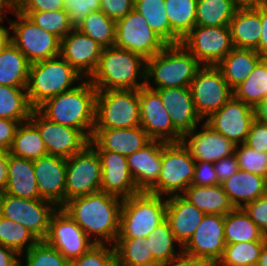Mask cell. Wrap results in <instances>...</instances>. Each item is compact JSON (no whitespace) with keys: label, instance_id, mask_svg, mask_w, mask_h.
<instances>
[{"label":"cell","instance_id":"1","mask_svg":"<svg viewBox=\"0 0 267 266\" xmlns=\"http://www.w3.org/2000/svg\"><path fill=\"white\" fill-rule=\"evenodd\" d=\"M122 202L121 197L98 191L70 199L61 208L93 242L114 245L120 232Z\"/></svg>","mask_w":267,"mask_h":266},{"label":"cell","instance_id":"2","mask_svg":"<svg viewBox=\"0 0 267 266\" xmlns=\"http://www.w3.org/2000/svg\"><path fill=\"white\" fill-rule=\"evenodd\" d=\"M97 90L89 79L69 91L51 97L36 109L47 119L81 130L89 139L95 127Z\"/></svg>","mask_w":267,"mask_h":266},{"label":"cell","instance_id":"3","mask_svg":"<svg viewBox=\"0 0 267 266\" xmlns=\"http://www.w3.org/2000/svg\"><path fill=\"white\" fill-rule=\"evenodd\" d=\"M89 80L96 90H138L146 84V60L115 46L103 48Z\"/></svg>","mask_w":267,"mask_h":266},{"label":"cell","instance_id":"4","mask_svg":"<svg viewBox=\"0 0 267 266\" xmlns=\"http://www.w3.org/2000/svg\"><path fill=\"white\" fill-rule=\"evenodd\" d=\"M201 66L182 44H169L146 60L145 85L154 90L189 87Z\"/></svg>","mask_w":267,"mask_h":266},{"label":"cell","instance_id":"5","mask_svg":"<svg viewBox=\"0 0 267 266\" xmlns=\"http://www.w3.org/2000/svg\"><path fill=\"white\" fill-rule=\"evenodd\" d=\"M83 80L61 55L33 63L26 87L29 103L36 109L47 99L75 88V84Z\"/></svg>","mask_w":267,"mask_h":266},{"label":"cell","instance_id":"6","mask_svg":"<svg viewBox=\"0 0 267 266\" xmlns=\"http://www.w3.org/2000/svg\"><path fill=\"white\" fill-rule=\"evenodd\" d=\"M166 197L140 192L123 199L117 238L145 239L166 220Z\"/></svg>","mask_w":267,"mask_h":266},{"label":"cell","instance_id":"7","mask_svg":"<svg viewBox=\"0 0 267 266\" xmlns=\"http://www.w3.org/2000/svg\"><path fill=\"white\" fill-rule=\"evenodd\" d=\"M138 90H97L94 129L140 126Z\"/></svg>","mask_w":267,"mask_h":266},{"label":"cell","instance_id":"8","mask_svg":"<svg viewBox=\"0 0 267 266\" xmlns=\"http://www.w3.org/2000/svg\"><path fill=\"white\" fill-rule=\"evenodd\" d=\"M196 161L182 142H162V168L148 193L162 197L182 195L191 185Z\"/></svg>","mask_w":267,"mask_h":266},{"label":"cell","instance_id":"9","mask_svg":"<svg viewBox=\"0 0 267 266\" xmlns=\"http://www.w3.org/2000/svg\"><path fill=\"white\" fill-rule=\"evenodd\" d=\"M16 20H9L11 42L27 58L30 64L51 59L60 55L61 39L54 34L44 31L30 19L14 11Z\"/></svg>","mask_w":267,"mask_h":266},{"label":"cell","instance_id":"10","mask_svg":"<svg viewBox=\"0 0 267 266\" xmlns=\"http://www.w3.org/2000/svg\"><path fill=\"white\" fill-rule=\"evenodd\" d=\"M66 164L65 202L100 191L101 160L90 143L67 158Z\"/></svg>","mask_w":267,"mask_h":266},{"label":"cell","instance_id":"11","mask_svg":"<svg viewBox=\"0 0 267 266\" xmlns=\"http://www.w3.org/2000/svg\"><path fill=\"white\" fill-rule=\"evenodd\" d=\"M197 114L206 120L233 97V89L217 66L202 65L189 85Z\"/></svg>","mask_w":267,"mask_h":266},{"label":"cell","instance_id":"12","mask_svg":"<svg viewBox=\"0 0 267 266\" xmlns=\"http://www.w3.org/2000/svg\"><path fill=\"white\" fill-rule=\"evenodd\" d=\"M168 44L147 24L145 18L131 10L116 21L115 47L142 56L145 60L163 50Z\"/></svg>","mask_w":267,"mask_h":266},{"label":"cell","instance_id":"13","mask_svg":"<svg viewBox=\"0 0 267 266\" xmlns=\"http://www.w3.org/2000/svg\"><path fill=\"white\" fill-rule=\"evenodd\" d=\"M58 208L44 199H24L9 194L4 195L0 215L22 224L39 240H44L49 229L52 214Z\"/></svg>","mask_w":267,"mask_h":266},{"label":"cell","instance_id":"14","mask_svg":"<svg viewBox=\"0 0 267 266\" xmlns=\"http://www.w3.org/2000/svg\"><path fill=\"white\" fill-rule=\"evenodd\" d=\"M201 65L217 66L234 48L229 26H195L181 43Z\"/></svg>","mask_w":267,"mask_h":266},{"label":"cell","instance_id":"15","mask_svg":"<svg viewBox=\"0 0 267 266\" xmlns=\"http://www.w3.org/2000/svg\"><path fill=\"white\" fill-rule=\"evenodd\" d=\"M44 241L69 261L79 258L96 244L62 208L52 214Z\"/></svg>","mask_w":267,"mask_h":266},{"label":"cell","instance_id":"16","mask_svg":"<svg viewBox=\"0 0 267 266\" xmlns=\"http://www.w3.org/2000/svg\"><path fill=\"white\" fill-rule=\"evenodd\" d=\"M140 126L151 140L164 143L181 142L182 135L174 128L159 93L146 85L138 89Z\"/></svg>","mask_w":267,"mask_h":266},{"label":"cell","instance_id":"17","mask_svg":"<svg viewBox=\"0 0 267 266\" xmlns=\"http://www.w3.org/2000/svg\"><path fill=\"white\" fill-rule=\"evenodd\" d=\"M29 120L37 127L48 154L67 159L90 142L81 130L50 121L37 109H33Z\"/></svg>","mask_w":267,"mask_h":266},{"label":"cell","instance_id":"18","mask_svg":"<svg viewBox=\"0 0 267 266\" xmlns=\"http://www.w3.org/2000/svg\"><path fill=\"white\" fill-rule=\"evenodd\" d=\"M253 120V107L233 96L222 108L213 112L204 121L215 131L238 145L245 142Z\"/></svg>","mask_w":267,"mask_h":266},{"label":"cell","instance_id":"19","mask_svg":"<svg viewBox=\"0 0 267 266\" xmlns=\"http://www.w3.org/2000/svg\"><path fill=\"white\" fill-rule=\"evenodd\" d=\"M224 216L205 214L193 236L182 247L191 256L212 260L217 264L225 248Z\"/></svg>","mask_w":267,"mask_h":266},{"label":"cell","instance_id":"20","mask_svg":"<svg viewBox=\"0 0 267 266\" xmlns=\"http://www.w3.org/2000/svg\"><path fill=\"white\" fill-rule=\"evenodd\" d=\"M182 136L181 142L196 162L215 163L224 157L235 154L236 144L211 128L205 121ZM189 136V137H188Z\"/></svg>","mask_w":267,"mask_h":266},{"label":"cell","instance_id":"21","mask_svg":"<svg viewBox=\"0 0 267 266\" xmlns=\"http://www.w3.org/2000/svg\"><path fill=\"white\" fill-rule=\"evenodd\" d=\"M40 197L57 208L65 204L66 158L44 155L33 160Z\"/></svg>","mask_w":267,"mask_h":266},{"label":"cell","instance_id":"22","mask_svg":"<svg viewBox=\"0 0 267 266\" xmlns=\"http://www.w3.org/2000/svg\"><path fill=\"white\" fill-rule=\"evenodd\" d=\"M102 50L103 47L78 29L61 39L60 55L85 79L94 74Z\"/></svg>","mask_w":267,"mask_h":266},{"label":"cell","instance_id":"23","mask_svg":"<svg viewBox=\"0 0 267 266\" xmlns=\"http://www.w3.org/2000/svg\"><path fill=\"white\" fill-rule=\"evenodd\" d=\"M97 152L102 167L100 191L123 199L140 193L129 172L127 156L113 151Z\"/></svg>","mask_w":267,"mask_h":266},{"label":"cell","instance_id":"24","mask_svg":"<svg viewBox=\"0 0 267 266\" xmlns=\"http://www.w3.org/2000/svg\"><path fill=\"white\" fill-rule=\"evenodd\" d=\"M128 169L137 189L148 192L158 181L162 168V142L151 140L127 156Z\"/></svg>","mask_w":267,"mask_h":266},{"label":"cell","instance_id":"25","mask_svg":"<svg viewBox=\"0 0 267 266\" xmlns=\"http://www.w3.org/2000/svg\"><path fill=\"white\" fill-rule=\"evenodd\" d=\"M174 128L183 136L203 121L197 114L189 87L156 89Z\"/></svg>","mask_w":267,"mask_h":266},{"label":"cell","instance_id":"26","mask_svg":"<svg viewBox=\"0 0 267 266\" xmlns=\"http://www.w3.org/2000/svg\"><path fill=\"white\" fill-rule=\"evenodd\" d=\"M151 141L141 126L123 129H94L90 144L97 151H113L128 156Z\"/></svg>","mask_w":267,"mask_h":266},{"label":"cell","instance_id":"27","mask_svg":"<svg viewBox=\"0 0 267 266\" xmlns=\"http://www.w3.org/2000/svg\"><path fill=\"white\" fill-rule=\"evenodd\" d=\"M166 221L179 244L183 247L193 236L205 213L182 195L166 197Z\"/></svg>","mask_w":267,"mask_h":266},{"label":"cell","instance_id":"28","mask_svg":"<svg viewBox=\"0 0 267 266\" xmlns=\"http://www.w3.org/2000/svg\"><path fill=\"white\" fill-rule=\"evenodd\" d=\"M228 26L234 48L256 50L262 31L260 6L237 9Z\"/></svg>","mask_w":267,"mask_h":266},{"label":"cell","instance_id":"29","mask_svg":"<svg viewBox=\"0 0 267 266\" xmlns=\"http://www.w3.org/2000/svg\"><path fill=\"white\" fill-rule=\"evenodd\" d=\"M5 193L24 199H41L33 160L16 157L8 153V179Z\"/></svg>","mask_w":267,"mask_h":266},{"label":"cell","instance_id":"30","mask_svg":"<svg viewBox=\"0 0 267 266\" xmlns=\"http://www.w3.org/2000/svg\"><path fill=\"white\" fill-rule=\"evenodd\" d=\"M221 185L235 208H242L267 193L266 178L240 169Z\"/></svg>","mask_w":267,"mask_h":266},{"label":"cell","instance_id":"31","mask_svg":"<svg viewBox=\"0 0 267 266\" xmlns=\"http://www.w3.org/2000/svg\"><path fill=\"white\" fill-rule=\"evenodd\" d=\"M182 196L205 214L225 216L235 209L222 185H190Z\"/></svg>","mask_w":267,"mask_h":266},{"label":"cell","instance_id":"32","mask_svg":"<svg viewBox=\"0 0 267 266\" xmlns=\"http://www.w3.org/2000/svg\"><path fill=\"white\" fill-rule=\"evenodd\" d=\"M262 59L256 50L233 48L217 67L229 86L234 89L251 74Z\"/></svg>","mask_w":267,"mask_h":266},{"label":"cell","instance_id":"33","mask_svg":"<svg viewBox=\"0 0 267 266\" xmlns=\"http://www.w3.org/2000/svg\"><path fill=\"white\" fill-rule=\"evenodd\" d=\"M30 65L11 42L0 52V85L27 87Z\"/></svg>","mask_w":267,"mask_h":266},{"label":"cell","instance_id":"34","mask_svg":"<svg viewBox=\"0 0 267 266\" xmlns=\"http://www.w3.org/2000/svg\"><path fill=\"white\" fill-rule=\"evenodd\" d=\"M225 244L267 241V236L242 208H235L224 216Z\"/></svg>","mask_w":267,"mask_h":266},{"label":"cell","instance_id":"35","mask_svg":"<svg viewBox=\"0 0 267 266\" xmlns=\"http://www.w3.org/2000/svg\"><path fill=\"white\" fill-rule=\"evenodd\" d=\"M165 7V0H135L134 5L148 26L168 45L180 44L182 39L171 29Z\"/></svg>","mask_w":267,"mask_h":266},{"label":"cell","instance_id":"36","mask_svg":"<svg viewBox=\"0 0 267 266\" xmlns=\"http://www.w3.org/2000/svg\"><path fill=\"white\" fill-rule=\"evenodd\" d=\"M8 153L30 160H35L48 154L37 127L30 120L19 124Z\"/></svg>","mask_w":267,"mask_h":266},{"label":"cell","instance_id":"37","mask_svg":"<svg viewBox=\"0 0 267 266\" xmlns=\"http://www.w3.org/2000/svg\"><path fill=\"white\" fill-rule=\"evenodd\" d=\"M114 248L116 266H161L149 251L146 238H117Z\"/></svg>","mask_w":267,"mask_h":266},{"label":"cell","instance_id":"38","mask_svg":"<svg viewBox=\"0 0 267 266\" xmlns=\"http://www.w3.org/2000/svg\"><path fill=\"white\" fill-rule=\"evenodd\" d=\"M33 109L26 87L0 85V118L26 122L30 119Z\"/></svg>","mask_w":267,"mask_h":266},{"label":"cell","instance_id":"39","mask_svg":"<svg viewBox=\"0 0 267 266\" xmlns=\"http://www.w3.org/2000/svg\"><path fill=\"white\" fill-rule=\"evenodd\" d=\"M237 9L233 0H197L195 26H228Z\"/></svg>","mask_w":267,"mask_h":266},{"label":"cell","instance_id":"40","mask_svg":"<svg viewBox=\"0 0 267 266\" xmlns=\"http://www.w3.org/2000/svg\"><path fill=\"white\" fill-rule=\"evenodd\" d=\"M233 96L252 107L267 98V58H263L251 74L233 89Z\"/></svg>","mask_w":267,"mask_h":266},{"label":"cell","instance_id":"41","mask_svg":"<svg viewBox=\"0 0 267 266\" xmlns=\"http://www.w3.org/2000/svg\"><path fill=\"white\" fill-rule=\"evenodd\" d=\"M147 245L153 258L162 266L171 262L182 252V246L176 240L169 223L165 220L158 225L147 237ZM179 245L176 248V245ZM180 247V248H179ZM179 251L177 252L176 249Z\"/></svg>","mask_w":267,"mask_h":266},{"label":"cell","instance_id":"42","mask_svg":"<svg viewBox=\"0 0 267 266\" xmlns=\"http://www.w3.org/2000/svg\"><path fill=\"white\" fill-rule=\"evenodd\" d=\"M77 29L103 48L115 45L116 21L107 17L100 10L91 12L83 19Z\"/></svg>","mask_w":267,"mask_h":266},{"label":"cell","instance_id":"43","mask_svg":"<svg viewBox=\"0 0 267 266\" xmlns=\"http://www.w3.org/2000/svg\"><path fill=\"white\" fill-rule=\"evenodd\" d=\"M197 0H165V9L171 29L183 39L196 22Z\"/></svg>","mask_w":267,"mask_h":266},{"label":"cell","instance_id":"44","mask_svg":"<svg viewBox=\"0 0 267 266\" xmlns=\"http://www.w3.org/2000/svg\"><path fill=\"white\" fill-rule=\"evenodd\" d=\"M39 239L22 224L14 223L0 215V245L11 248L16 251L20 257H24Z\"/></svg>","mask_w":267,"mask_h":266},{"label":"cell","instance_id":"45","mask_svg":"<svg viewBox=\"0 0 267 266\" xmlns=\"http://www.w3.org/2000/svg\"><path fill=\"white\" fill-rule=\"evenodd\" d=\"M267 241L226 244L216 266H256L259 254Z\"/></svg>","mask_w":267,"mask_h":266},{"label":"cell","instance_id":"46","mask_svg":"<svg viewBox=\"0 0 267 266\" xmlns=\"http://www.w3.org/2000/svg\"><path fill=\"white\" fill-rule=\"evenodd\" d=\"M27 16L31 22L39 26L44 31L50 32L60 39L67 36L73 27L67 12L64 9L57 11H18Z\"/></svg>","mask_w":267,"mask_h":266},{"label":"cell","instance_id":"47","mask_svg":"<svg viewBox=\"0 0 267 266\" xmlns=\"http://www.w3.org/2000/svg\"><path fill=\"white\" fill-rule=\"evenodd\" d=\"M25 253L24 266H69L67 260L56 248L47 244L44 240H39ZM20 266L23 264L20 261Z\"/></svg>","mask_w":267,"mask_h":266},{"label":"cell","instance_id":"48","mask_svg":"<svg viewBox=\"0 0 267 266\" xmlns=\"http://www.w3.org/2000/svg\"><path fill=\"white\" fill-rule=\"evenodd\" d=\"M240 170L252 172L267 179V152H257L244 143L235 149Z\"/></svg>","mask_w":267,"mask_h":266},{"label":"cell","instance_id":"49","mask_svg":"<svg viewBox=\"0 0 267 266\" xmlns=\"http://www.w3.org/2000/svg\"><path fill=\"white\" fill-rule=\"evenodd\" d=\"M69 266H116L114 245L95 244L79 258L71 260Z\"/></svg>","mask_w":267,"mask_h":266},{"label":"cell","instance_id":"50","mask_svg":"<svg viewBox=\"0 0 267 266\" xmlns=\"http://www.w3.org/2000/svg\"><path fill=\"white\" fill-rule=\"evenodd\" d=\"M100 4L101 0H64V10L73 29H77L91 12L100 10Z\"/></svg>","mask_w":267,"mask_h":266},{"label":"cell","instance_id":"51","mask_svg":"<svg viewBox=\"0 0 267 266\" xmlns=\"http://www.w3.org/2000/svg\"><path fill=\"white\" fill-rule=\"evenodd\" d=\"M242 209L267 236V193L253 202L245 204Z\"/></svg>","mask_w":267,"mask_h":266},{"label":"cell","instance_id":"52","mask_svg":"<svg viewBox=\"0 0 267 266\" xmlns=\"http://www.w3.org/2000/svg\"><path fill=\"white\" fill-rule=\"evenodd\" d=\"M244 144L257 152H267V124L254 119Z\"/></svg>","mask_w":267,"mask_h":266},{"label":"cell","instance_id":"53","mask_svg":"<svg viewBox=\"0 0 267 266\" xmlns=\"http://www.w3.org/2000/svg\"><path fill=\"white\" fill-rule=\"evenodd\" d=\"M135 0H101L100 11L117 21L134 9Z\"/></svg>","mask_w":267,"mask_h":266},{"label":"cell","instance_id":"54","mask_svg":"<svg viewBox=\"0 0 267 266\" xmlns=\"http://www.w3.org/2000/svg\"><path fill=\"white\" fill-rule=\"evenodd\" d=\"M191 185H220L213 163L207 161L196 162Z\"/></svg>","mask_w":267,"mask_h":266},{"label":"cell","instance_id":"55","mask_svg":"<svg viewBox=\"0 0 267 266\" xmlns=\"http://www.w3.org/2000/svg\"><path fill=\"white\" fill-rule=\"evenodd\" d=\"M64 9V0H19L16 11H57Z\"/></svg>","mask_w":267,"mask_h":266},{"label":"cell","instance_id":"56","mask_svg":"<svg viewBox=\"0 0 267 266\" xmlns=\"http://www.w3.org/2000/svg\"><path fill=\"white\" fill-rule=\"evenodd\" d=\"M219 183L232 177L240 168L235 154L213 163Z\"/></svg>","mask_w":267,"mask_h":266},{"label":"cell","instance_id":"57","mask_svg":"<svg viewBox=\"0 0 267 266\" xmlns=\"http://www.w3.org/2000/svg\"><path fill=\"white\" fill-rule=\"evenodd\" d=\"M19 122L6 118H0V151H9Z\"/></svg>","mask_w":267,"mask_h":266},{"label":"cell","instance_id":"58","mask_svg":"<svg viewBox=\"0 0 267 266\" xmlns=\"http://www.w3.org/2000/svg\"><path fill=\"white\" fill-rule=\"evenodd\" d=\"M162 266H216V263L206 258L188 255L182 251L171 262Z\"/></svg>","mask_w":267,"mask_h":266},{"label":"cell","instance_id":"59","mask_svg":"<svg viewBox=\"0 0 267 266\" xmlns=\"http://www.w3.org/2000/svg\"><path fill=\"white\" fill-rule=\"evenodd\" d=\"M260 21L262 31L259 41V46L256 51L263 57L267 58V5L260 6Z\"/></svg>","mask_w":267,"mask_h":266},{"label":"cell","instance_id":"60","mask_svg":"<svg viewBox=\"0 0 267 266\" xmlns=\"http://www.w3.org/2000/svg\"><path fill=\"white\" fill-rule=\"evenodd\" d=\"M20 255L11 248L0 245V266H20Z\"/></svg>","mask_w":267,"mask_h":266},{"label":"cell","instance_id":"61","mask_svg":"<svg viewBox=\"0 0 267 266\" xmlns=\"http://www.w3.org/2000/svg\"><path fill=\"white\" fill-rule=\"evenodd\" d=\"M8 179V152L0 151V187L5 189Z\"/></svg>","mask_w":267,"mask_h":266},{"label":"cell","instance_id":"62","mask_svg":"<svg viewBox=\"0 0 267 266\" xmlns=\"http://www.w3.org/2000/svg\"><path fill=\"white\" fill-rule=\"evenodd\" d=\"M254 119L267 124V98L253 107Z\"/></svg>","mask_w":267,"mask_h":266},{"label":"cell","instance_id":"63","mask_svg":"<svg viewBox=\"0 0 267 266\" xmlns=\"http://www.w3.org/2000/svg\"><path fill=\"white\" fill-rule=\"evenodd\" d=\"M0 23H3V21ZM11 28L0 25V52L11 43Z\"/></svg>","mask_w":267,"mask_h":266},{"label":"cell","instance_id":"64","mask_svg":"<svg viewBox=\"0 0 267 266\" xmlns=\"http://www.w3.org/2000/svg\"><path fill=\"white\" fill-rule=\"evenodd\" d=\"M234 5L240 8H257L264 5V0H233Z\"/></svg>","mask_w":267,"mask_h":266},{"label":"cell","instance_id":"65","mask_svg":"<svg viewBox=\"0 0 267 266\" xmlns=\"http://www.w3.org/2000/svg\"><path fill=\"white\" fill-rule=\"evenodd\" d=\"M15 9H16V4L13 2V0H0V21L1 22L4 21L3 10L5 12L13 13Z\"/></svg>","mask_w":267,"mask_h":266},{"label":"cell","instance_id":"66","mask_svg":"<svg viewBox=\"0 0 267 266\" xmlns=\"http://www.w3.org/2000/svg\"><path fill=\"white\" fill-rule=\"evenodd\" d=\"M256 266H267V242L260 251Z\"/></svg>","mask_w":267,"mask_h":266},{"label":"cell","instance_id":"67","mask_svg":"<svg viewBox=\"0 0 267 266\" xmlns=\"http://www.w3.org/2000/svg\"><path fill=\"white\" fill-rule=\"evenodd\" d=\"M4 195H5V189L0 187V210H1V205L3 202Z\"/></svg>","mask_w":267,"mask_h":266}]
</instances>
